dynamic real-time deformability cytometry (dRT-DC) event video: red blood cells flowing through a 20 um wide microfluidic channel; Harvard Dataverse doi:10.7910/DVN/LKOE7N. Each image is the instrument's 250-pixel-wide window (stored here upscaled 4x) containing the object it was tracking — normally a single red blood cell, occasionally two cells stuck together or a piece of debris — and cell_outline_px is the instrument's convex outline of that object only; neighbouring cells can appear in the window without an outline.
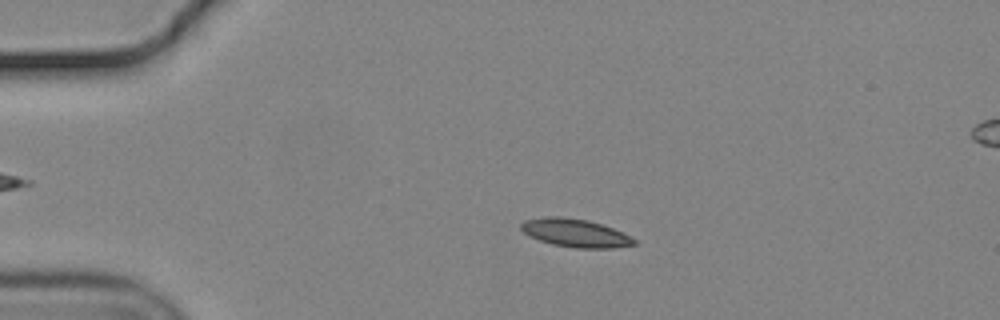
{"species": "common noctule bat (a hibernating species)", "species_latin": "Nyctalus noctula", "temperature_condition": "cold", "stored_images_in_passage": 57, "camera_frame_rate_fps": 3000, "um_per_image_px": 0.085, "animal": {"sex": "male", "body_mass_g": 19.2, "forearm_length_mm": 51.8}, "frame": {"image": 1, "passage_image": 13, "time_ms": 4.0, "image_size_px": [1000, 320], "cell_outline_px": [[636, 244], [612, 248], [576, 248], [552, 244], [540, 240], [524, 232], [520, 228], [520, 224], [524, 220], [548, 216], [560, 216], [588, 220], [612, 228], [636, 240]], "centroid_in_image_um": [48.87, 19.8], "position_along_channel_um": 36.1, "area_um2": 18.26}}
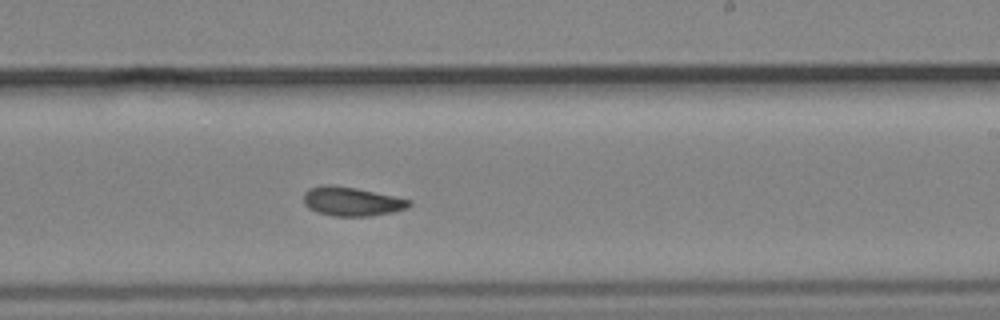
{"frame": {"image": 2, "passage_image": 35, "time_ms": 11.333, "image_size_px": [1000, 320], "cell_outline_px": [[412, 204], [408, 208], [392, 212], [368, 216], [332, 216], [316, 212], [308, 208], [304, 204], [304, 192], [308, 188], [324, 184], [328, 184], [356, 188], [412, 200]], "centroid_in_image_um": [29.87, 17.12], "position_along_channel_um": 259.1, "area_um2": 17.92}}
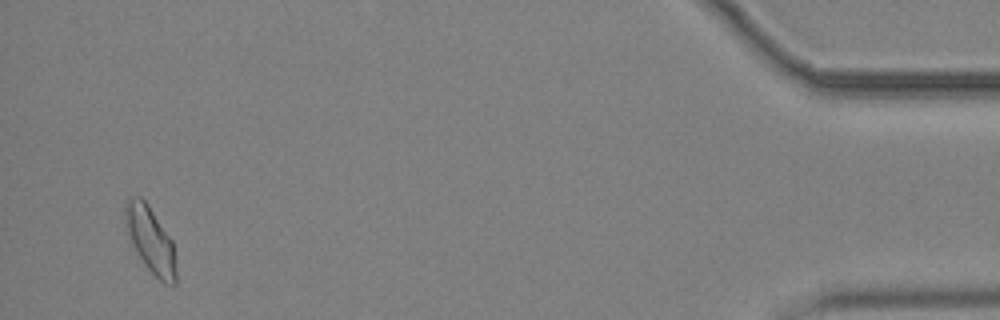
{"frame": {"image": 3, "passage_image": 55, "time_ms": 18.0, "image_size_px": [1000, 320], "cell_outline_px": [[176, 284], [172, 288], [164, 284], [148, 268], [140, 256], [132, 240], [124, 220], [124, 208], [128, 200], [136, 196], [140, 196], [148, 204], [172, 240], [176, 268]], "centroid_in_image_um": [12.83, 20.41], "position_along_channel_um": 422.4, "area_um2": 19.07}, "authors_computed_cell_mechanics": {"area_um2": 17.6868, "velocity_mm_per_s": 3.6398, "shape_relaxation_time_tau1_ms": null, "shape_relaxation_time_tau2_ms": 9.2634, "deformation_change_tau1": null, "deformation_change_tau2": 0.1434}}